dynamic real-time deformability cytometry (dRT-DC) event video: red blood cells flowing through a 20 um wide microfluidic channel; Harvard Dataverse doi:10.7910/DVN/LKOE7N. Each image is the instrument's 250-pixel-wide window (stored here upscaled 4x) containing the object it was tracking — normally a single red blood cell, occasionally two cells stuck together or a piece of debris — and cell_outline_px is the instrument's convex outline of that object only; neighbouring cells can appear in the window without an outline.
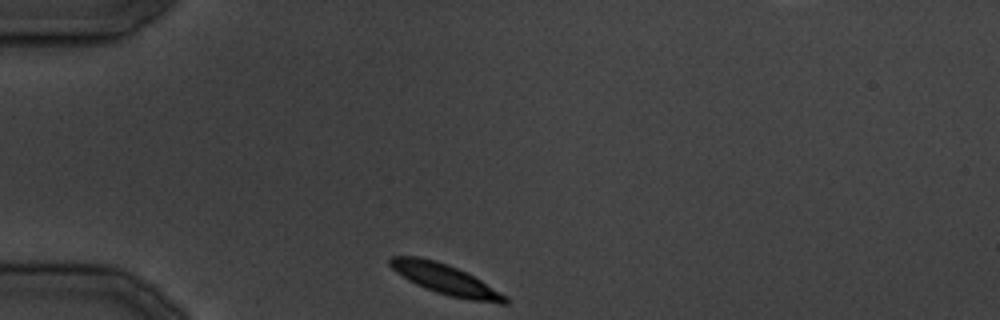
{"species": "common noctule bat (a hibernating species)", "species_latin": "Nyctalus noctula", "temperature_condition": "cold", "stored_images_in_passage": 12, "camera_frame_rate_fps": 3000, "um_per_image_px": 0.085, "animal": {"sex": "male", "body_mass_g": 19.5, "forearm_length_mm": 54.6}, "frame": {"image": 1, "passage_image": 1, "time_ms": 0.0, "image_size_px": [1000, 320], "cell_outline_px": [[508, 304], [500, 304], [472, 300], [448, 296], [436, 292], [416, 284], [408, 280], [396, 272], [388, 264], [388, 260], [392, 256], [420, 256], [436, 260], [448, 264], [468, 272], [508, 296]], "centroid_in_image_um": [37.89, 23.74], "position_along_channel_um": 47.1, "area_um2": 20.58}}
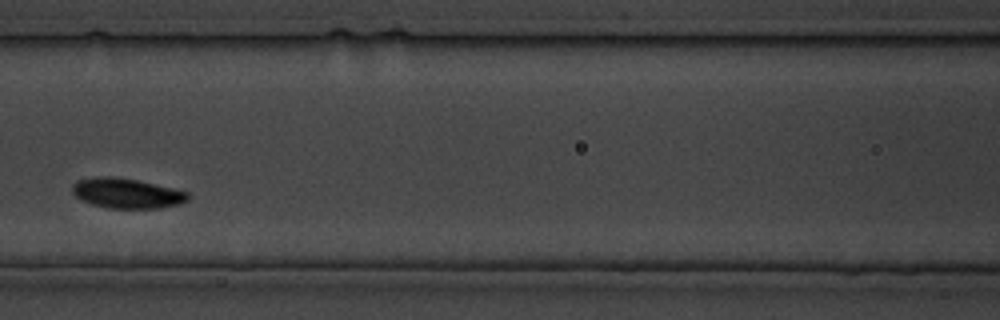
{"frame": {"image": 2, "passage_image": 8, "time_ms": 9.0, "image_size_px": [1000, 320], "cell_outline_px": [[188, 200], [180, 204], [160, 208], [108, 208], [92, 204], [80, 200], [72, 192], [72, 184], [76, 180], [96, 176], [112, 176], [136, 180], [172, 188], [188, 192]], "centroid_in_image_um": [10.73, 16.42], "position_along_channel_um": 155.9, "area_um2": 20.23}}
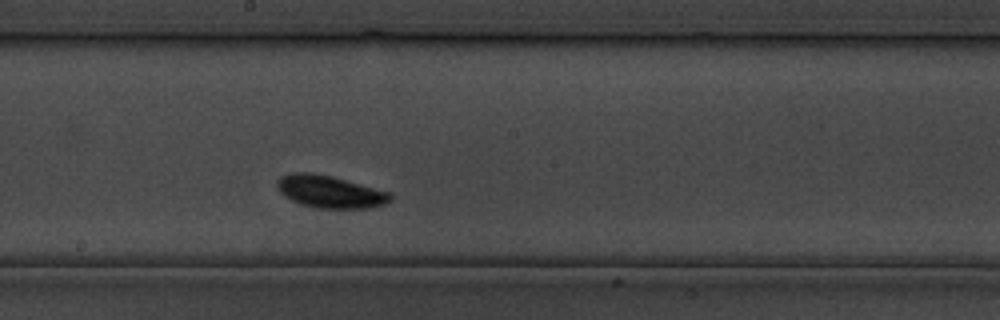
{"frame": {"image": 3, "passage_image": 12, "time_ms": 13.333, "image_size_px": [1000, 320], "cell_outline_px": [[392, 200], [384, 204], [368, 208], [316, 208], [300, 204], [284, 196], [280, 192], [276, 184], [276, 180], [280, 176], [292, 172], [308, 172], [332, 176], [388, 192], [392, 196]], "centroid_in_image_um": [27.99, 16.29], "position_along_channel_um": 220.2, "area_um2": 21.27}}